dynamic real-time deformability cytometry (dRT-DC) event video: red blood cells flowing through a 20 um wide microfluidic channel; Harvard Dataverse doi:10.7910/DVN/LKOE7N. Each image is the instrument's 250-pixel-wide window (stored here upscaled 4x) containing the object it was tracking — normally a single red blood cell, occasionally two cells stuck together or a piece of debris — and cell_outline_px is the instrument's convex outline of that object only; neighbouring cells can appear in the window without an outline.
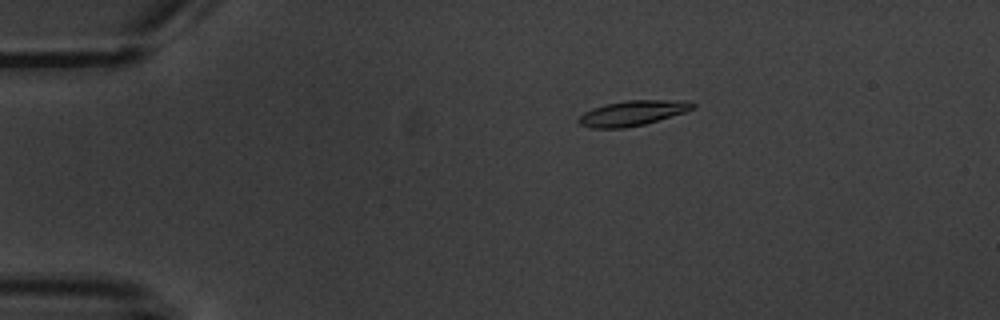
{"species": "common noctule bat (a hibernating species)", "species_latin": "Nyctalus noctula", "temperature_condition": "warm", "stored_images_in_passage": 7, "camera_frame_rate_fps": 3000, "um_per_image_px": 0.085, "animal": {"sex": "male", "body_mass_g": 20.1, "forearm_length_mm": 53.5}, "frame": {"image": 1, "passage_image": 4, "time_ms": 3.667, "image_size_px": [1000, 320], "cell_outline_px": [[696, 108], [684, 112], [644, 124], [624, 128], [592, 128], [580, 124], [576, 120], [584, 112], [592, 108], [604, 104], [628, 100], [668, 100], [696, 104]], "centroid_in_image_um": [53.7, 9.62], "position_along_channel_um": 31.3, "area_um2": 16.42}}
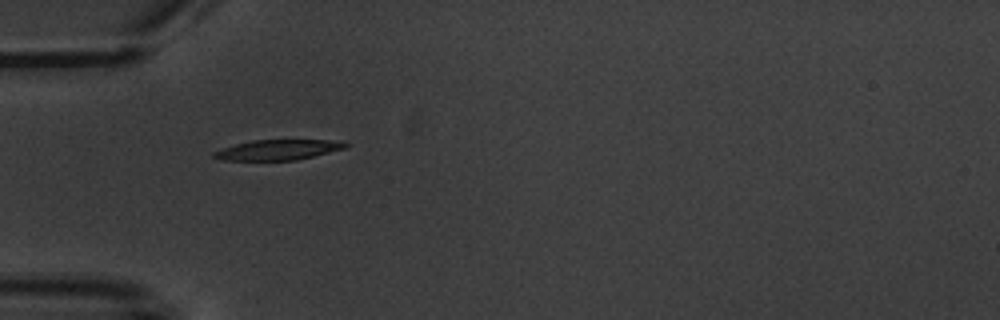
{"frame": {"image": 2, "passage_image": 6, "time_ms": 6.0, "image_size_px": [1000, 320], "cell_outline_px": [[348, 144], [344, 148], [296, 160], [224, 160], [212, 156], [212, 152], [236, 144], [252, 140], [344, 140]], "centroid_in_image_um": [23.63, 12.72], "position_along_channel_um": 61.4, "area_um2": 15.32}}